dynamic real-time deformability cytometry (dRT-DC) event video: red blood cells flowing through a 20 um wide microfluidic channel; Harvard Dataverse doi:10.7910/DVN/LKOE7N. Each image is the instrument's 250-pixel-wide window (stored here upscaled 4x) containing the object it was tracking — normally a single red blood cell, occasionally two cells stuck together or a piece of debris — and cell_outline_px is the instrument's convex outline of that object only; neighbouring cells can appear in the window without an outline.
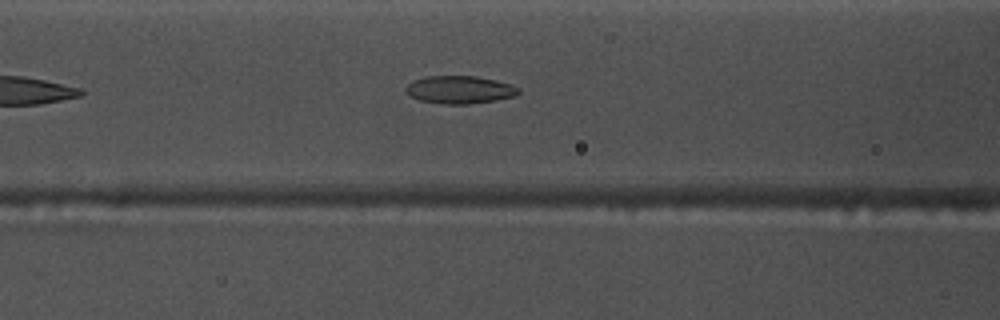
{"species": "common noctule bat (a hibernating species)", "species_latin": "Nyctalus noctula", "temperature_condition": "warm", "stored_images_in_passage": 44, "camera_frame_rate_fps": 3000, "um_per_image_px": 0.085, "animal": {"sex": "male", "body_mass_g": 17.5, "forearm_length_mm": 52.3}, "frame": {"image": 1, "passage_image": 12, "time_ms": 3.667, "image_size_px": [1000, 320], "cell_outline_px": [[520, 92], [516, 96], [496, 100], [468, 104], [444, 104], [420, 100], [408, 96], [404, 92], [404, 88], [412, 80], [428, 76], [476, 76], [496, 80], [512, 84], [520, 88]], "centroid_in_image_um": [39.06, 7.62], "position_along_channel_um": 127.5, "area_um2": 18.5}}
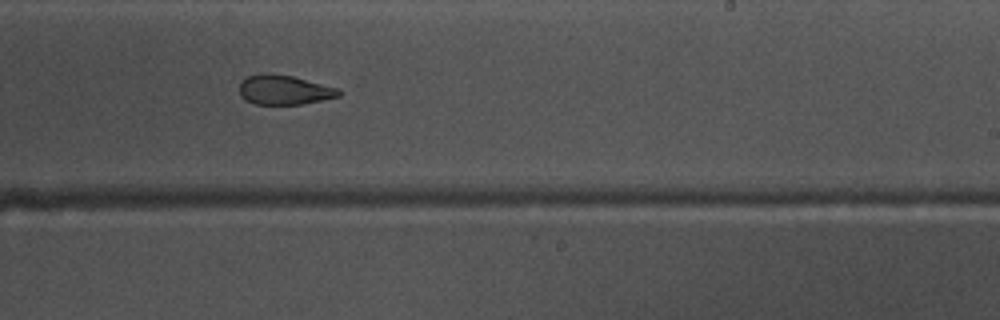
{"frame": {"image": 2, "passage_image": 23, "time_ms": 7.333, "image_size_px": [1000, 320], "cell_outline_px": [[340, 96], [304, 104], [256, 104], [244, 100], [240, 96], [240, 84], [248, 76], [260, 72], [264, 72], [292, 76], [340, 88]], "centroid_in_image_um": [24.16, 7.63], "position_along_channel_um": 264.8, "area_um2": 17.22}}
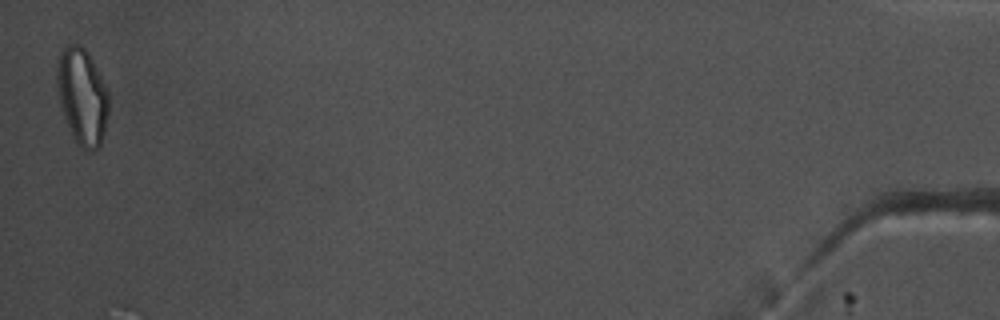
{"frame": {"image": 3, "passage_image": 44, "time_ms": 14.333, "image_size_px": [1000, 320], "cell_outline_px": [[108, 112], [104, 132], [100, 144], [92, 152], [88, 152], [80, 148], [76, 144], [60, 108], [56, 88], [56, 64], [60, 52], [68, 44], [80, 44], [88, 52], [108, 92]], "centroid_in_image_um": [6.95, 8.21], "position_along_channel_um": 428.3, "area_um2": 29.3}, "authors_computed_cell_mechanics": {"area_um2": 18.9873, "velocity_mm_per_s": 3.7615, "shape_relaxation_time_tau1_ms": null, "shape_relaxation_time_tau2_ms": 3.4805, "deformation_change_tau1": null, "deformation_change_tau2": 0.1079}}